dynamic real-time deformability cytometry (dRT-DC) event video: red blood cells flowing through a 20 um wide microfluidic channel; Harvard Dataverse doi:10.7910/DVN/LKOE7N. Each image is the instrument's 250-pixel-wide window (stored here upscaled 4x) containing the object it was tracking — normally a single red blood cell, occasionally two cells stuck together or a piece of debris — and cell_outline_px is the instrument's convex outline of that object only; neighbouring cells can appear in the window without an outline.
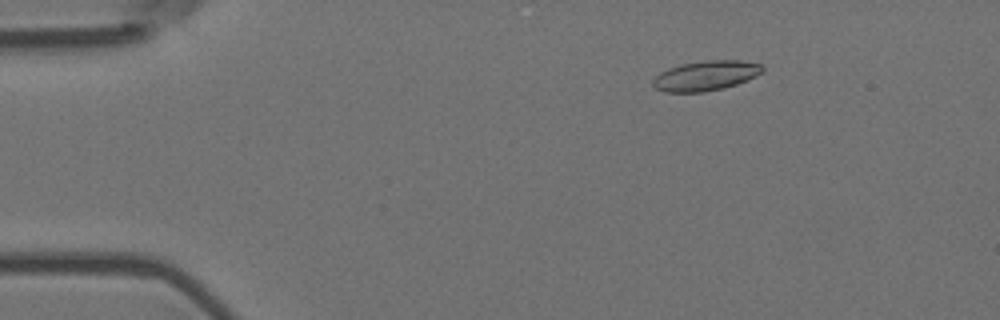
{"species": "Egyptian fruit bat (a non-hibernating species)", "species_latin": "Rousettus aegyptiacus", "temperature_condition": "room temperature", "stored_images_in_passage": 5, "camera_frame_rate_fps": 3000, "um_per_image_px": 0.085, "animal": {"sex": "female"}, "frame": {"image": 1, "passage_image": 3, "time_ms": 0.667, "image_size_px": [1000, 320], "cell_outline_px": [[764, 72], [748, 80], [724, 88], [704, 92], [664, 92], [656, 88], [652, 84], [652, 80], [660, 72], [668, 68], [680, 64], [708, 60], [740, 60], [760, 64], [764, 68]], "centroid_in_image_um": [59.99, 6.43], "position_along_channel_um": 25.0, "area_um2": 19.19}}